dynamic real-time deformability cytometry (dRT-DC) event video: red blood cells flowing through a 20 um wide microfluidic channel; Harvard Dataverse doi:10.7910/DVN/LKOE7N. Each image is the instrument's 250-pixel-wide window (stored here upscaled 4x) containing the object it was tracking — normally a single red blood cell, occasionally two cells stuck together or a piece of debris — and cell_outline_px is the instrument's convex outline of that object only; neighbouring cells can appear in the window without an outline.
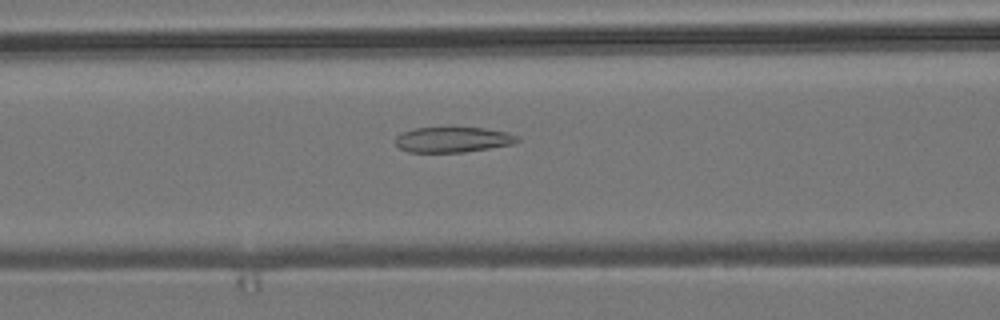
{"species": "common noctule bat (a hibernating species)", "species_latin": "Nyctalus noctula", "temperature_condition": "room temperature", "stored_images_in_passage": 54, "camera_frame_rate_fps": 3000, "um_per_image_px": 0.085, "animal": {"sex": "male", "body_mass_g": 19.2, "forearm_length_mm": 51.8}, "frame": {"image": 1, "passage_image": 22, "time_ms": 7.0, "image_size_px": [1000, 320], "cell_outline_px": [[520, 140], [512, 144], [464, 152], [408, 152], [400, 148], [392, 140], [400, 132], [416, 128], [448, 124], [484, 128], [508, 132], [520, 136]], "centroid_in_image_um": [38.45, 11.81], "position_along_channel_um": 128.1, "area_um2": 19.07}}
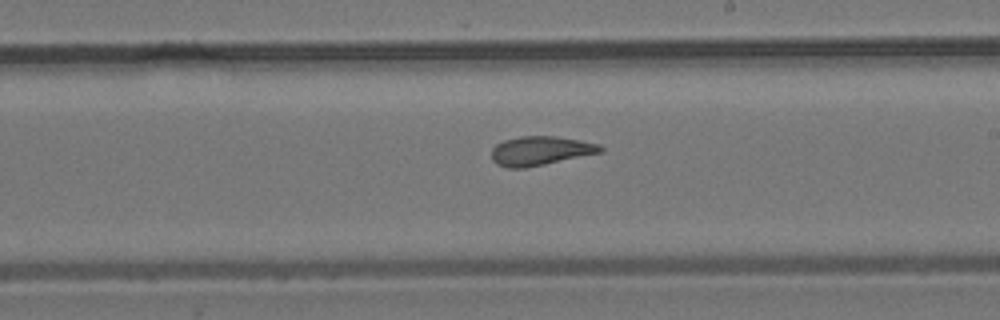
{"frame": {"image": 2, "passage_image": 31, "time_ms": 10.0, "image_size_px": [1000, 320], "cell_outline_px": [[604, 152], [524, 168], [508, 168], [496, 164], [492, 160], [492, 148], [496, 144], [504, 140], [520, 136], [556, 136], [580, 140], [600, 144], [604, 148]], "centroid_in_image_um": [45.95, 12.81], "position_along_channel_um": 243.1, "area_um2": 18.55}}
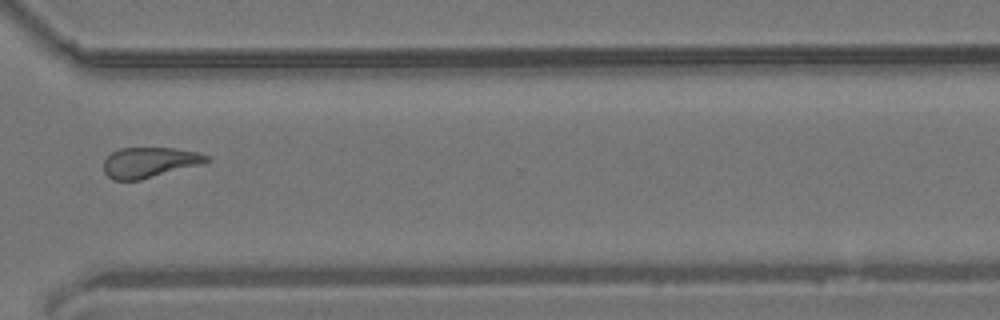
{"frame": {"image": 3, "passage_image": 40, "time_ms": 13.0, "image_size_px": [1000, 320], "cell_outline_px": [[212, 160], [200, 164], [140, 180], [112, 180], [104, 172], [104, 160], [112, 152], [120, 148], [172, 148], [196, 152], [208, 156]], "centroid_in_image_um": [12.67, 13.8], "position_along_channel_um": 357.9, "area_um2": 17.98}, "authors_computed_cell_mechanics": {"area_um2": 19.0451, "velocity_mm_per_s": 3.8303, "shape_relaxation_time_tau1_ms": null, "shape_relaxation_time_tau2_ms": 2.8023, "deformation_change_tau1": null, "deformation_change_tau2": 0.1174}}